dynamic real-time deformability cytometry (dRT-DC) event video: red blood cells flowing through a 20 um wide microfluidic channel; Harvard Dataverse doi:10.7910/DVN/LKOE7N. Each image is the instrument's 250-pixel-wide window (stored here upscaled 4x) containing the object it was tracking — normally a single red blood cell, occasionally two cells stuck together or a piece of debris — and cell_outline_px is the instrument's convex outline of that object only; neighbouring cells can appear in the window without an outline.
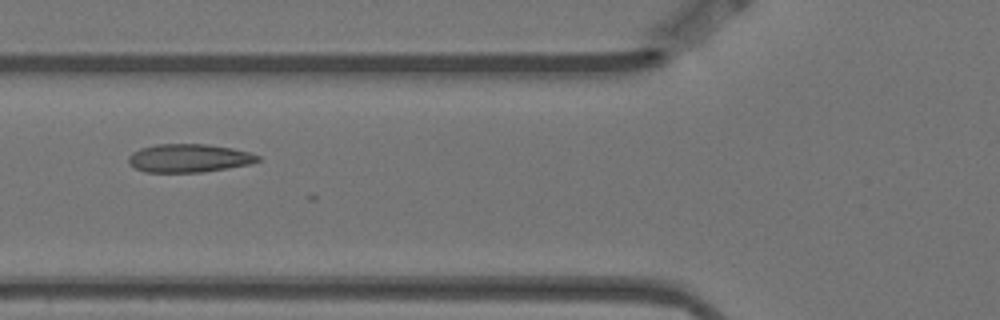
{"species": "Egyptian fruit bat (a non-hibernating species)", "species_latin": "Rousettus aegyptiacus", "temperature_condition": "warm", "stored_images_in_passage": 6, "camera_frame_rate_fps": 3000, "um_per_image_px": 0.085, "animal": {"sex": "female"}, "frame": {"image": 1, "passage_image": 4, "time_ms": 1.0, "image_size_px": [1000, 320], "cell_outline_px": [[260, 160], [248, 164], [204, 172], [144, 172], [128, 164], [128, 156], [132, 152], [140, 148], [156, 144], [208, 144], [232, 148], [248, 152], [260, 156]], "centroid_in_image_um": [16.01, 13.44], "position_along_channel_um": 109.8, "area_um2": 21.33}}